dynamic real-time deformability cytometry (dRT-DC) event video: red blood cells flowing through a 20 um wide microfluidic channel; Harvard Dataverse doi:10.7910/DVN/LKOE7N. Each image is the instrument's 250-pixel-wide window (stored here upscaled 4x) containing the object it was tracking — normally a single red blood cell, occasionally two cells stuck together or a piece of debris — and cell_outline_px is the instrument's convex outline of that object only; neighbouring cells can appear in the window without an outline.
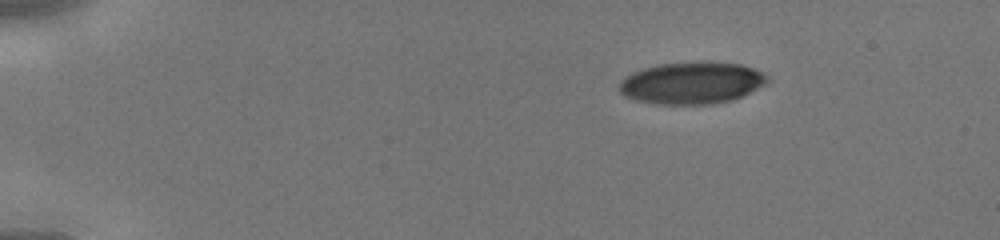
{"species": "human", "species_latin": "Homo sapiens", "temperature_condition": "cold", "stored_images_in_passage": 38, "camera_frame_rate_fps": 3000, "um_per_image_px": 0.085, "donor": {"sex": "male"}, "frame": {"image": 1, "passage_image": 1, "time_ms": 0.0, "image_size_px": [1000, 240], "cell_outline_px": [[772, 80], [732, 100], [712, 104], [656, 104], [636, 100], [624, 96], [620, 92], [620, 80], [624, 76], [632, 72], [644, 68], [660, 64], [700, 60], [704, 60], [740, 64], [752, 68], [768, 76]], "centroid_in_image_um": [58.77, 7.03], "position_along_channel_um": 26.2, "area_um2": 36.47}}
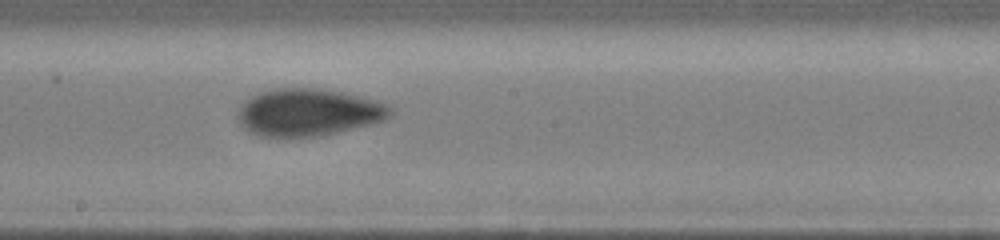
{"frame": {"image": 2, "passage_image": 20, "time_ms": 6.333, "image_size_px": [1000, 240], "cell_outline_px": [[396, 108], [392, 116], [384, 120], [320, 136], [264, 136], [252, 132], [236, 116], [240, 104], [244, 100], [260, 92], [276, 88], [320, 88], [344, 92], [376, 100], [388, 104]], "centroid_in_image_um": [26.27, 9.52], "position_along_channel_um": 221.9, "area_um2": 41.85}}
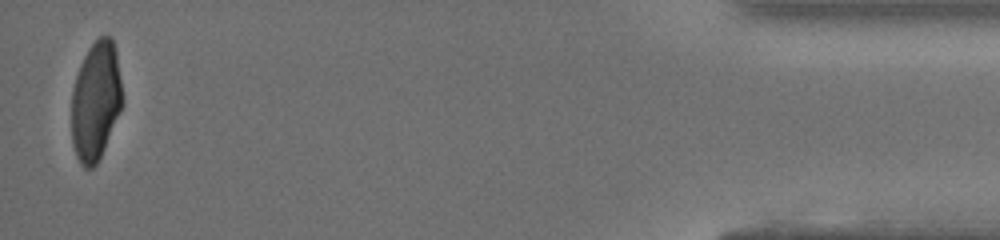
{"frame": {"image": 3, "passage_image": 38, "time_ms": 12.333, "image_size_px": [1000, 240], "cell_outline_px": [[124, 100], [104, 148], [96, 164], [92, 168], [84, 168], [80, 164], [76, 156], [72, 144], [72, 92], [76, 76], [80, 64], [88, 48], [100, 36], [112, 36], [116, 52]], "centroid_in_image_um": [8.14, 8.57], "position_along_channel_um": 427.1, "area_um2": 35.08}}